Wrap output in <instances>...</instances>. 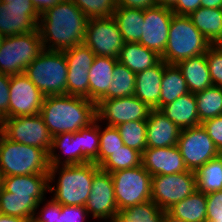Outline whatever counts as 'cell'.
Returning <instances> with one entry per match:
<instances>
[{"label": "cell", "instance_id": "obj_1", "mask_svg": "<svg viewBox=\"0 0 222 222\" xmlns=\"http://www.w3.org/2000/svg\"><path fill=\"white\" fill-rule=\"evenodd\" d=\"M88 18L72 0L62 1L40 15L38 30L43 48L65 51L84 44Z\"/></svg>", "mask_w": 222, "mask_h": 222}, {"label": "cell", "instance_id": "obj_2", "mask_svg": "<svg viewBox=\"0 0 222 222\" xmlns=\"http://www.w3.org/2000/svg\"><path fill=\"white\" fill-rule=\"evenodd\" d=\"M39 114L52 137L75 133L97 120L96 103L88 98L66 94L44 97Z\"/></svg>", "mask_w": 222, "mask_h": 222}, {"label": "cell", "instance_id": "obj_3", "mask_svg": "<svg viewBox=\"0 0 222 222\" xmlns=\"http://www.w3.org/2000/svg\"><path fill=\"white\" fill-rule=\"evenodd\" d=\"M93 162L77 165L50 166L49 192L60 205L85 206L90 195L94 174L99 170ZM57 173V174H56ZM58 176V181L55 179ZM55 180L56 183L55 184Z\"/></svg>", "mask_w": 222, "mask_h": 222}, {"label": "cell", "instance_id": "obj_4", "mask_svg": "<svg viewBox=\"0 0 222 222\" xmlns=\"http://www.w3.org/2000/svg\"><path fill=\"white\" fill-rule=\"evenodd\" d=\"M49 153L34 146L24 145L0 134V177L48 174Z\"/></svg>", "mask_w": 222, "mask_h": 222}, {"label": "cell", "instance_id": "obj_5", "mask_svg": "<svg viewBox=\"0 0 222 222\" xmlns=\"http://www.w3.org/2000/svg\"><path fill=\"white\" fill-rule=\"evenodd\" d=\"M212 44L193 25L189 16L173 14L162 60L177 64L190 57L206 54Z\"/></svg>", "mask_w": 222, "mask_h": 222}, {"label": "cell", "instance_id": "obj_6", "mask_svg": "<svg viewBox=\"0 0 222 222\" xmlns=\"http://www.w3.org/2000/svg\"><path fill=\"white\" fill-rule=\"evenodd\" d=\"M67 73L64 52L45 49L24 72L45 97L67 95Z\"/></svg>", "mask_w": 222, "mask_h": 222}, {"label": "cell", "instance_id": "obj_7", "mask_svg": "<svg viewBox=\"0 0 222 222\" xmlns=\"http://www.w3.org/2000/svg\"><path fill=\"white\" fill-rule=\"evenodd\" d=\"M44 50L39 30L5 37L0 47V73L22 74Z\"/></svg>", "mask_w": 222, "mask_h": 222}, {"label": "cell", "instance_id": "obj_8", "mask_svg": "<svg viewBox=\"0 0 222 222\" xmlns=\"http://www.w3.org/2000/svg\"><path fill=\"white\" fill-rule=\"evenodd\" d=\"M110 174L118 210L151 200L152 176L143 165Z\"/></svg>", "mask_w": 222, "mask_h": 222}, {"label": "cell", "instance_id": "obj_9", "mask_svg": "<svg viewBox=\"0 0 222 222\" xmlns=\"http://www.w3.org/2000/svg\"><path fill=\"white\" fill-rule=\"evenodd\" d=\"M0 127L8 139L50 152L53 137L40 114L5 118Z\"/></svg>", "mask_w": 222, "mask_h": 222}, {"label": "cell", "instance_id": "obj_10", "mask_svg": "<svg viewBox=\"0 0 222 222\" xmlns=\"http://www.w3.org/2000/svg\"><path fill=\"white\" fill-rule=\"evenodd\" d=\"M196 190V175L193 171L152 176L151 200L165 211Z\"/></svg>", "mask_w": 222, "mask_h": 222}, {"label": "cell", "instance_id": "obj_11", "mask_svg": "<svg viewBox=\"0 0 222 222\" xmlns=\"http://www.w3.org/2000/svg\"><path fill=\"white\" fill-rule=\"evenodd\" d=\"M124 43L118 25L112 16L88 19L84 44L96 56H108L118 59Z\"/></svg>", "mask_w": 222, "mask_h": 222}, {"label": "cell", "instance_id": "obj_12", "mask_svg": "<svg viewBox=\"0 0 222 222\" xmlns=\"http://www.w3.org/2000/svg\"><path fill=\"white\" fill-rule=\"evenodd\" d=\"M177 147L187 169L193 172H196L201 166L220 154L202 124L183 129Z\"/></svg>", "mask_w": 222, "mask_h": 222}, {"label": "cell", "instance_id": "obj_13", "mask_svg": "<svg viewBox=\"0 0 222 222\" xmlns=\"http://www.w3.org/2000/svg\"><path fill=\"white\" fill-rule=\"evenodd\" d=\"M151 110L134 95L99 100L96 103L97 121L112 127L130 121H146Z\"/></svg>", "mask_w": 222, "mask_h": 222}, {"label": "cell", "instance_id": "obj_14", "mask_svg": "<svg viewBox=\"0 0 222 222\" xmlns=\"http://www.w3.org/2000/svg\"><path fill=\"white\" fill-rule=\"evenodd\" d=\"M39 18L31 0H0V33L5 37L37 30Z\"/></svg>", "mask_w": 222, "mask_h": 222}, {"label": "cell", "instance_id": "obj_15", "mask_svg": "<svg viewBox=\"0 0 222 222\" xmlns=\"http://www.w3.org/2000/svg\"><path fill=\"white\" fill-rule=\"evenodd\" d=\"M84 207L94 219L106 222L115 220L118 208L110 173L99 169L94 174L91 192Z\"/></svg>", "mask_w": 222, "mask_h": 222}, {"label": "cell", "instance_id": "obj_16", "mask_svg": "<svg viewBox=\"0 0 222 222\" xmlns=\"http://www.w3.org/2000/svg\"><path fill=\"white\" fill-rule=\"evenodd\" d=\"M9 90V117L40 113L45 96L24 73L10 76Z\"/></svg>", "mask_w": 222, "mask_h": 222}, {"label": "cell", "instance_id": "obj_17", "mask_svg": "<svg viewBox=\"0 0 222 222\" xmlns=\"http://www.w3.org/2000/svg\"><path fill=\"white\" fill-rule=\"evenodd\" d=\"M173 14L169 6L155 5L144 9L143 34L138 43L161 56L167 45Z\"/></svg>", "mask_w": 222, "mask_h": 222}, {"label": "cell", "instance_id": "obj_18", "mask_svg": "<svg viewBox=\"0 0 222 222\" xmlns=\"http://www.w3.org/2000/svg\"><path fill=\"white\" fill-rule=\"evenodd\" d=\"M142 165L151 176L188 171L177 145L164 148H146L142 153Z\"/></svg>", "mask_w": 222, "mask_h": 222}, {"label": "cell", "instance_id": "obj_19", "mask_svg": "<svg viewBox=\"0 0 222 222\" xmlns=\"http://www.w3.org/2000/svg\"><path fill=\"white\" fill-rule=\"evenodd\" d=\"M0 185L19 199H35L38 203L49 192V174L0 177Z\"/></svg>", "mask_w": 222, "mask_h": 222}, {"label": "cell", "instance_id": "obj_20", "mask_svg": "<svg viewBox=\"0 0 222 222\" xmlns=\"http://www.w3.org/2000/svg\"><path fill=\"white\" fill-rule=\"evenodd\" d=\"M147 122V148H164L177 145L181 129L160 110L152 109Z\"/></svg>", "mask_w": 222, "mask_h": 222}, {"label": "cell", "instance_id": "obj_21", "mask_svg": "<svg viewBox=\"0 0 222 222\" xmlns=\"http://www.w3.org/2000/svg\"><path fill=\"white\" fill-rule=\"evenodd\" d=\"M166 65L167 63L161 60L153 67L136 73L134 96L151 109L160 110L161 81Z\"/></svg>", "mask_w": 222, "mask_h": 222}, {"label": "cell", "instance_id": "obj_22", "mask_svg": "<svg viewBox=\"0 0 222 222\" xmlns=\"http://www.w3.org/2000/svg\"><path fill=\"white\" fill-rule=\"evenodd\" d=\"M160 111L181 130L200 125L195 94L189 92L174 102L164 105Z\"/></svg>", "mask_w": 222, "mask_h": 222}, {"label": "cell", "instance_id": "obj_23", "mask_svg": "<svg viewBox=\"0 0 222 222\" xmlns=\"http://www.w3.org/2000/svg\"><path fill=\"white\" fill-rule=\"evenodd\" d=\"M118 59L96 56L89 69V100L97 103L108 91Z\"/></svg>", "mask_w": 222, "mask_h": 222}, {"label": "cell", "instance_id": "obj_24", "mask_svg": "<svg viewBox=\"0 0 222 222\" xmlns=\"http://www.w3.org/2000/svg\"><path fill=\"white\" fill-rule=\"evenodd\" d=\"M176 65L186 80L189 92L195 94L213 85L206 54L179 61Z\"/></svg>", "mask_w": 222, "mask_h": 222}, {"label": "cell", "instance_id": "obj_25", "mask_svg": "<svg viewBox=\"0 0 222 222\" xmlns=\"http://www.w3.org/2000/svg\"><path fill=\"white\" fill-rule=\"evenodd\" d=\"M162 60L161 56L140 43L125 42L118 61L137 73L153 67Z\"/></svg>", "mask_w": 222, "mask_h": 222}, {"label": "cell", "instance_id": "obj_26", "mask_svg": "<svg viewBox=\"0 0 222 222\" xmlns=\"http://www.w3.org/2000/svg\"><path fill=\"white\" fill-rule=\"evenodd\" d=\"M57 150L58 154L56 152ZM59 150L62 151L61 153H65V158L61 157ZM49 160L50 166L81 164V149L78 144V131L75 133H61L54 136L52 147L49 152Z\"/></svg>", "mask_w": 222, "mask_h": 222}, {"label": "cell", "instance_id": "obj_27", "mask_svg": "<svg viewBox=\"0 0 222 222\" xmlns=\"http://www.w3.org/2000/svg\"><path fill=\"white\" fill-rule=\"evenodd\" d=\"M193 25L212 44H222V12L220 8L200 7L189 15Z\"/></svg>", "mask_w": 222, "mask_h": 222}, {"label": "cell", "instance_id": "obj_28", "mask_svg": "<svg viewBox=\"0 0 222 222\" xmlns=\"http://www.w3.org/2000/svg\"><path fill=\"white\" fill-rule=\"evenodd\" d=\"M166 211L170 215L179 218L184 222H206V194L196 190L187 198L173 204Z\"/></svg>", "mask_w": 222, "mask_h": 222}, {"label": "cell", "instance_id": "obj_29", "mask_svg": "<svg viewBox=\"0 0 222 222\" xmlns=\"http://www.w3.org/2000/svg\"><path fill=\"white\" fill-rule=\"evenodd\" d=\"M144 10L135 8H116L112 17L115 19L124 42L138 43L143 34Z\"/></svg>", "mask_w": 222, "mask_h": 222}, {"label": "cell", "instance_id": "obj_30", "mask_svg": "<svg viewBox=\"0 0 222 222\" xmlns=\"http://www.w3.org/2000/svg\"><path fill=\"white\" fill-rule=\"evenodd\" d=\"M189 93L186 80L176 64H167L161 81L160 109Z\"/></svg>", "mask_w": 222, "mask_h": 222}, {"label": "cell", "instance_id": "obj_31", "mask_svg": "<svg viewBox=\"0 0 222 222\" xmlns=\"http://www.w3.org/2000/svg\"><path fill=\"white\" fill-rule=\"evenodd\" d=\"M195 175L199 192L207 195L222 190V153L201 166Z\"/></svg>", "mask_w": 222, "mask_h": 222}, {"label": "cell", "instance_id": "obj_32", "mask_svg": "<svg viewBox=\"0 0 222 222\" xmlns=\"http://www.w3.org/2000/svg\"><path fill=\"white\" fill-rule=\"evenodd\" d=\"M46 199L41 202H37L35 199H19L12 196V193L6 191L0 185V213L17 216L25 218L28 220L33 219L34 212L37 211L41 204Z\"/></svg>", "mask_w": 222, "mask_h": 222}, {"label": "cell", "instance_id": "obj_33", "mask_svg": "<svg viewBox=\"0 0 222 222\" xmlns=\"http://www.w3.org/2000/svg\"><path fill=\"white\" fill-rule=\"evenodd\" d=\"M165 210L152 200L118 210L116 222H163Z\"/></svg>", "mask_w": 222, "mask_h": 222}, {"label": "cell", "instance_id": "obj_34", "mask_svg": "<svg viewBox=\"0 0 222 222\" xmlns=\"http://www.w3.org/2000/svg\"><path fill=\"white\" fill-rule=\"evenodd\" d=\"M135 81L136 73L118 61L113 69V80L108 91L100 100L134 95Z\"/></svg>", "mask_w": 222, "mask_h": 222}, {"label": "cell", "instance_id": "obj_35", "mask_svg": "<svg viewBox=\"0 0 222 222\" xmlns=\"http://www.w3.org/2000/svg\"><path fill=\"white\" fill-rule=\"evenodd\" d=\"M200 123L222 115V87L210 86L195 93Z\"/></svg>", "mask_w": 222, "mask_h": 222}, {"label": "cell", "instance_id": "obj_36", "mask_svg": "<svg viewBox=\"0 0 222 222\" xmlns=\"http://www.w3.org/2000/svg\"><path fill=\"white\" fill-rule=\"evenodd\" d=\"M142 165V153L124 145L113 152L100 165L99 168L108 173L121 169H130Z\"/></svg>", "mask_w": 222, "mask_h": 222}, {"label": "cell", "instance_id": "obj_37", "mask_svg": "<svg viewBox=\"0 0 222 222\" xmlns=\"http://www.w3.org/2000/svg\"><path fill=\"white\" fill-rule=\"evenodd\" d=\"M78 144L81 149V164L93 162L98 166V151L100 146L99 122L96 120L90 126L78 131Z\"/></svg>", "mask_w": 222, "mask_h": 222}, {"label": "cell", "instance_id": "obj_38", "mask_svg": "<svg viewBox=\"0 0 222 222\" xmlns=\"http://www.w3.org/2000/svg\"><path fill=\"white\" fill-rule=\"evenodd\" d=\"M124 142V145L136 149L139 152L147 148V122L146 121H130L125 122L116 127Z\"/></svg>", "mask_w": 222, "mask_h": 222}, {"label": "cell", "instance_id": "obj_39", "mask_svg": "<svg viewBox=\"0 0 222 222\" xmlns=\"http://www.w3.org/2000/svg\"><path fill=\"white\" fill-rule=\"evenodd\" d=\"M99 125L100 146L98 151V166L113 152L124 146V142L116 127ZM102 130V131H101Z\"/></svg>", "mask_w": 222, "mask_h": 222}, {"label": "cell", "instance_id": "obj_40", "mask_svg": "<svg viewBox=\"0 0 222 222\" xmlns=\"http://www.w3.org/2000/svg\"><path fill=\"white\" fill-rule=\"evenodd\" d=\"M63 52L68 64V70L89 71L96 57L94 52L85 44H79Z\"/></svg>", "mask_w": 222, "mask_h": 222}, {"label": "cell", "instance_id": "obj_41", "mask_svg": "<svg viewBox=\"0 0 222 222\" xmlns=\"http://www.w3.org/2000/svg\"><path fill=\"white\" fill-rule=\"evenodd\" d=\"M73 3L91 18L111 17L117 8L116 0H72Z\"/></svg>", "mask_w": 222, "mask_h": 222}, {"label": "cell", "instance_id": "obj_42", "mask_svg": "<svg viewBox=\"0 0 222 222\" xmlns=\"http://www.w3.org/2000/svg\"><path fill=\"white\" fill-rule=\"evenodd\" d=\"M89 71L68 70L67 95L89 99Z\"/></svg>", "mask_w": 222, "mask_h": 222}, {"label": "cell", "instance_id": "obj_43", "mask_svg": "<svg viewBox=\"0 0 222 222\" xmlns=\"http://www.w3.org/2000/svg\"><path fill=\"white\" fill-rule=\"evenodd\" d=\"M206 61L213 85L222 87V44L212 45L208 49Z\"/></svg>", "mask_w": 222, "mask_h": 222}, {"label": "cell", "instance_id": "obj_44", "mask_svg": "<svg viewBox=\"0 0 222 222\" xmlns=\"http://www.w3.org/2000/svg\"><path fill=\"white\" fill-rule=\"evenodd\" d=\"M60 214L61 205L52 198L44 203L40 211L34 212L32 220L35 222H58Z\"/></svg>", "mask_w": 222, "mask_h": 222}, {"label": "cell", "instance_id": "obj_45", "mask_svg": "<svg viewBox=\"0 0 222 222\" xmlns=\"http://www.w3.org/2000/svg\"><path fill=\"white\" fill-rule=\"evenodd\" d=\"M206 199V221H217V219H222V190L207 194Z\"/></svg>", "mask_w": 222, "mask_h": 222}, {"label": "cell", "instance_id": "obj_46", "mask_svg": "<svg viewBox=\"0 0 222 222\" xmlns=\"http://www.w3.org/2000/svg\"><path fill=\"white\" fill-rule=\"evenodd\" d=\"M201 124L213 140L216 148L222 153V115L208 119Z\"/></svg>", "mask_w": 222, "mask_h": 222}, {"label": "cell", "instance_id": "obj_47", "mask_svg": "<svg viewBox=\"0 0 222 222\" xmlns=\"http://www.w3.org/2000/svg\"><path fill=\"white\" fill-rule=\"evenodd\" d=\"M89 217L84 206L61 205V214L58 222H84Z\"/></svg>", "mask_w": 222, "mask_h": 222}, {"label": "cell", "instance_id": "obj_48", "mask_svg": "<svg viewBox=\"0 0 222 222\" xmlns=\"http://www.w3.org/2000/svg\"><path fill=\"white\" fill-rule=\"evenodd\" d=\"M10 76L0 73V122L9 118Z\"/></svg>", "mask_w": 222, "mask_h": 222}, {"label": "cell", "instance_id": "obj_49", "mask_svg": "<svg viewBox=\"0 0 222 222\" xmlns=\"http://www.w3.org/2000/svg\"><path fill=\"white\" fill-rule=\"evenodd\" d=\"M202 0H172L170 9L176 15L189 16L201 7Z\"/></svg>", "mask_w": 222, "mask_h": 222}, {"label": "cell", "instance_id": "obj_50", "mask_svg": "<svg viewBox=\"0 0 222 222\" xmlns=\"http://www.w3.org/2000/svg\"><path fill=\"white\" fill-rule=\"evenodd\" d=\"M117 8H135L147 9L154 7L156 4L153 0H116Z\"/></svg>", "mask_w": 222, "mask_h": 222}, {"label": "cell", "instance_id": "obj_51", "mask_svg": "<svg viewBox=\"0 0 222 222\" xmlns=\"http://www.w3.org/2000/svg\"><path fill=\"white\" fill-rule=\"evenodd\" d=\"M66 0H31L36 11L41 15L46 10Z\"/></svg>", "mask_w": 222, "mask_h": 222}, {"label": "cell", "instance_id": "obj_52", "mask_svg": "<svg viewBox=\"0 0 222 222\" xmlns=\"http://www.w3.org/2000/svg\"><path fill=\"white\" fill-rule=\"evenodd\" d=\"M28 219L17 217V216H9L0 213V222H27Z\"/></svg>", "mask_w": 222, "mask_h": 222}, {"label": "cell", "instance_id": "obj_53", "mask_svg": "<svg viewBox=\"0 0 222 222\" xmlns=\"http://www.w3.org/2000/svg\"><path fill=\"white\" fill-rule=\"evenodd\" d=\"M222 0H202L201 7L206 8H221Z\"/></svg>", "mask_w": 222, "mask_h": 222}, {"label": "cell", "instance_id": "obj_54", "mask_svg": "<svg viewBox=\"0 0 222 222\" xmlns=\"http://www.w3.org/2000/svg\"><path fill=\"white\" fill-rule=\"evenodd\" d=\"M163 222H184V221H182L181 219L176 218V217L170 215V214L166 211L165 214H164V220H163Z\"/></svg>", "mask_w": 222, "mask_h": 222}, {"label": "cell", "instance_id": "obj_55", "mask_svg": "<svg viewBox=\"0 0 222 222\" xmlns=\"http://www.w3.org/2000/svg\"><path fill=\"white\" fill-rule=\"evenodd\" d=\"M156 5L170 6L172 0H153Z\"/></svg>", "mask_w": 222, "mask_h": 222}, {"label": "cell", "instance_id": "obj_56", "mask_svg": "<svg viewBox=\"0 0 222 222\" xmlns=\"http://www.w3.org/2000/svg\"><path fill=\"white\" fill-rule=\"evenodd\" d=\"M4 39H5V36L2 33H0V47H1Z\"/></svg>", "mask_w": 222, "mask_h": 222}, {"label": "cell", "instance_id": "obj_57", "mask_svg": "<svg viewBox=\"0 0 222 222\" xmlns=\"http://www.w3.org/2000/svg\"><path fill=\"white\" fill-rule=\"evenodd\" d=\"M206 222H222V219H217V221H206Z\"/></svg>", "mask_w": 222, "mask_h": 222}]
</instances>
